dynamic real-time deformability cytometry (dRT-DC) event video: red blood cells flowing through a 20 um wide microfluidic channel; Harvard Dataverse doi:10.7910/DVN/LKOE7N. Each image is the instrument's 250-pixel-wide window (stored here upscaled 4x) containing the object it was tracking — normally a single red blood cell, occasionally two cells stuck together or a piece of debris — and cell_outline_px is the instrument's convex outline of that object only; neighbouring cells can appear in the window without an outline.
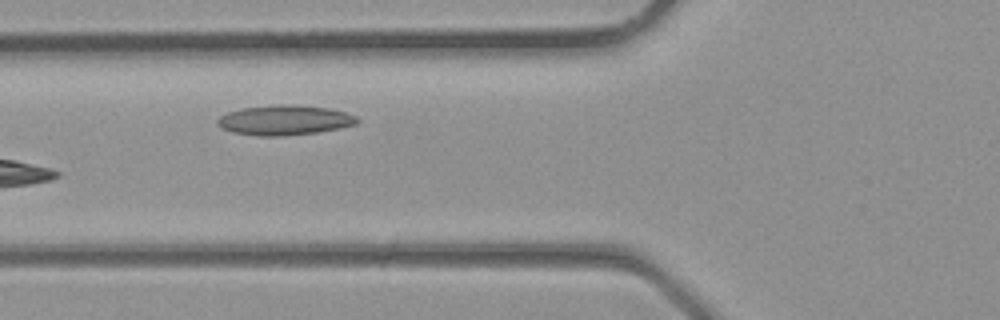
{"species": "common noctule bat (a hibernating species)", "species_latin": "Nyctalus noctula", "temperature_condition": "room temperature", "stored_images_in_passage": 3, "camera_frame_rate_fps": 3000, "um_per_image_px": 0.085, "animal": {"sex": "male", "body_mass_g": 23.1, "forearm_length_mm": 52.7}, "frame": {"image": 1, "passage_image": 3, "time_ms": 0.667, "image_size_px": [1000, 320], "cell_outline_px": [[360, 120], [356, 124], [340, 128], [316, 132], [284, 136], [260, 136], [232, 132], [220, 128], [216, 124], [216, 120], [220, 116], [228, 112], [244, 108], [280, 104], [296, 104], [328, 108], [344, 112], [356, 116]], "centroid_in_image_um": [24.17, 10.21], "position_along_channel_um": 101.6, "area_um2": 24.39}}